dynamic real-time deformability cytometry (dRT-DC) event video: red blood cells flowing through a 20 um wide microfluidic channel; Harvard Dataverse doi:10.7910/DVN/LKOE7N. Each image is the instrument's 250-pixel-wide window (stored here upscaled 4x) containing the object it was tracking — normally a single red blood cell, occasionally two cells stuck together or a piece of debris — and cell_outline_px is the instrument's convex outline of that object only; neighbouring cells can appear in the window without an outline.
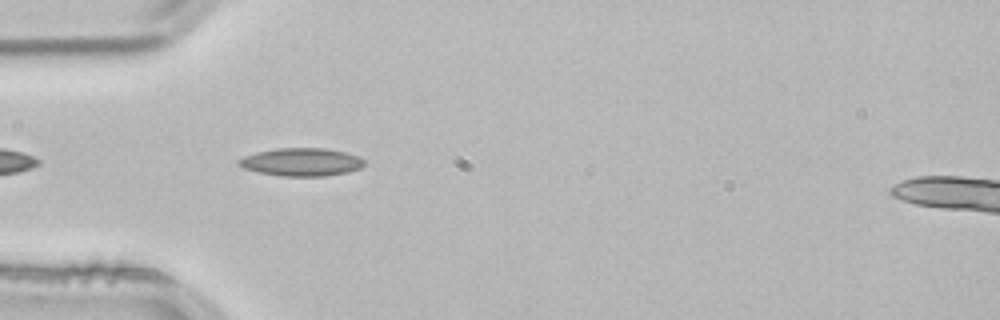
{"species": "common noctule bat (a hibernating species)", "species_latin": "Nyctalus noctula", "temperature_condition": "room temperature", "stored_images_in_passage": 8, "camera_frame_rate_fps": 3000, "um_per_image_px": 0.085, "animal": {"sex": "male", "body_mass_g": 21.5, "forearm_length_mm": 52.0}, "frame": {"image": 1, "passage_image": 3, "time_ms": 0.667, "image_size_px": [1000, 320], "cell_outline_px": [[364, 164], [360, 168], [348, 172], [324, 176], [284, 176], [260, 172], [244, 168], [236, 164], [236, 160], [244, 156], [256, 152], [276, 148], [324, 148], [344, 152], [360, 156], [364, 160]], "centroid_in_image_um": [25.61, 13.76], "position_along_channel_um": 59.4, "area_um2": 20.46}}